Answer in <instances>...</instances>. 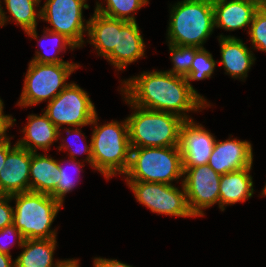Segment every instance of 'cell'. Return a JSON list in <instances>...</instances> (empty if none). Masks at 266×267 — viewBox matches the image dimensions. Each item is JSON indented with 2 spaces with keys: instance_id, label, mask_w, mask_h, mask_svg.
Masks as SVG:
<instances>
[{
  "instance_id": "cell-35",
  "label": "cell",
  "mask_w": 266,
  "mask_h": 267,
  "mask_svg": "<svg viewBox=\"0 0 266 267\" xmlns=\"http://www.w3.org/2000/svg\"><path fill=\"white\" fill-rule=\"evenodd\" d=\"M10 140L0 143V171L4 168L7 153L11 150Z\"/></svg>"
},
{
  "instance_id": "cell-39",
  "label": "cell",
  "mask_w": 266,
  "mask_h": 267,
  "mask_svg": "<svg viewBox=\"0 0 266 267\" xmlns=\"http://www.w3.org/2000/svg\"><path fill=\"white\" fill-rule=\"evenodd\" d=\"M0 116H8L3 114V102L1 99H0Z\"/></svg>"
},
{
  "instance_id": "cell-6",
  "label": "cell",
  "mask_w": 266,
  "mask_h": 267,
  "mask_svg": "<svg viewBox=\"0 0 266 267\" xmlns=\"http://www.w3.org/2000/svg\"><path fill=\"white\" fill-rule=\"evenodd\" d=\"M179 147L131 148L126 182L171 184L184 174Z\"/></svg>"
},
{
  "instance_id": "cell-14",
  "label": "cell",
  "mask_w": 266,
  "mask_h": 267,
  "mask_svg": "<svg viewBox=\"0 0 266 267\" xmlns=\"http://www.w3.org/2000/svg\"><path fill=\"white\" fill-rule=\"evenodd\" d=\"M252 145L237 139L215 142L208 166L216 173L224 175L229 172L252 167Z\"/></svg>"
},
{
  "instance_id": "cell-15",
  "label": "cell",
  "mask_w": 266,
  "mask_h": 267,
  "mask_svg": "<svg viewBox=\"0 0 266 267\" xmlns=\"http://www.w3.org/2000/svg\"><path fill=\"white\" fill-rule=\"evenodd\" d=\"M145 44L136 22L117 19V39L114 49L105 57L117 69L123 70L144 56Z\"/></svg>"
},
{
  "instance_id": "cell-22",
  "label": "cell",
  "mask_w": 266,
  "mask_h": 267,
  "mask_svg": "<svg viewBox=\"0 0 266 267\" xmlns=\"http://www.w3.org/2000/svg\"><path fill=\"white\" fill-rule=\"evenodd\" d=\"M25 250L15 259V267H54L53 253L56 238L25 239L22 245Z\"/></svg>"
},
{
  "instance_id": "cell-17",
  "label": "cell",
  "mask_w": 266,
  "mask_h": 267,
  "mask_svg": "<svg viewBox=\"0 0 266 267\" xmlns=\"http://www.w3.org/2000/svg\"><path fill=\"white\" fill-rule=\"evenodd\" d=\"M221 61L224 69L232 78L247 77L251 65L255 58L242 40L231 36L220 35Z\"/></svg>"
},
{
  "instance_id": "cell-33",
  "label": "cell",
  "mask_w": 266,
  "mask_h": 267,
  "mask_svg": "<svg viewBox=\"0 0 266 267\" xmlns=\"http://www.w3.org/2000/svg\"><path fill=\"white\" fill-rule=\"evenodd\" d=\"M15 121L16 119H12V116H0V143L6 142L10 139L5 133Z\"/></svg>"
},
{
  "instance_id": "cell-10",
  "label": "cell",
  "mask_w": 266,
  "mask_h": 267,
  "mask_svg": "<svg viewBox=\"0 0 266 267\" xmlns=\"http://www.w3.org/2000/svg\"><path fill=\"white\" fill-rule=\"evenodd\" d=\"M85 2L86 0H47L40 10L41 19L49 22L53 28L46 30L64 35L75 47L82 46L84 30H88V21L84 26L82 15V8H89Z\"/></svg>"
},
{
  "instance_id": "cell-5",
  "label": "cell",
  "mask_w": 266,
  "mask_h": 267,
  "mask_svg": "<svg viewBox=\"0 0 266 267\" xmlns=\"http://www.w3.org/2000/svg\"><path fill=\"white\" fill-rule=\"evenodd\" d=\"M15 198L13 209V225L24 239H53L55 230L50 227L62 204L49 194L37 192H22L11 196Z\"/></svg>"
},
{
  "instance_id": "cell-23",
  "label": "cell",
  "mask_w": 266,
  "mask_h": 267,
  "mask_svg": "<svg viewBox=\"0 0 266 267\" xmlns=\"http://www.w3.org/2000/svg\"><path fill=\"white\" fill-rule=\"evenodd\" d=\"M8 12L12 15V20L17 22V25L31 37L37 39L36 32V17L41 19V11H35V7L40 3V0H4Z\"/></svg>"
},
{
  "instance_id": "cell-12",
  "label": "cell",
  "mask_w": 266,
  "mask_h": 267,
  "mask_svg": "<svg viewBox=\"0 0 266 267\" xmlns=\"http://www.w3.org/2000/svg\"><path fill=\"white\" fill-rule=\"evenodd\" d=\"M215 138L192 120H185L181 124L179 149L183 168L207 165L212 154Z\"/></svg>"
},
{
  "instance_id": "cell-3",
  "label": "cell",
  "mask_w": 266,
  "mask_h": 267,
  "mask_svg": "<svg viewBox=\"0 0 266 267\" xmlns=\"http://www.w3.org/2000/svg\"><path fill=\"white\" fill-rule=\"evenodd\" d=\"M172 8L168 43L203 48L215 28L212 0H183Z\"/></svg>"
},
{
  "instance_id": "cell-30",
  "label": "cell",
  "mask_w": 266,
  "mask_h": 267,
  "mask_svg": "<svg viewBox=\"0 0 266 267\" xmlns=\"http://www.w3.org/2000/svg\"><path fill=\"white\" fill-rule=\"evenodd\" d=\"M11 196L0 194V230L13 224V208L8 204Z\"/></svg>"
},
{
  "instance_id": "cell-27",
  "label": "cell",
  "mask_w": 266,
  "mask_h": 267,
  "mask_svg": "<svg viewBox=\"0 0 266 267\" xmlns=\"http://www.w3.org/2000/svg\"><path fill=\"white\" fill-rule=\"evenodd\" d=\"M248 34L253 46L266 52V2L264 1L254 14Z\"/></svg>"
},
{
  "instance_id": "cell-18",
  "label": "cell",
  "mask_w": 266,
  "mask_h": 267,
  "mask_svg": "<svg viewBox=\"0 0 266 267\" xmlns=\"http://www.w3.org/2000/svg\"><path fill=\"white\" fill-rule=\"evenodd\" d=\"M28 124L24 127L23 139L16 144L30 152H36L37 148L47 150L60 136V130L52 123L44 113L41 116L29 115Z\"/></svg>"
},
{
  "instance_id": "cell-9",
  "label": "cell",
  "mask_w": 266,
  "mask_h": 267,
  "mask_svg": "<svg viewBox=\"0 0 266 267\" xmlns=\"http://www.w3.org/2000/svg\"><path fill=\"white\" fill-rule=\"evenodd\" d=\"M139 203L158 214L195 217L190 211L184 185L182 191L172 184L127 182Z\"/></svg>"
},
{
  "instance_id": "cell-36",
  "label": "cell",
  "mask_w": 266,
  "mask_h": 267,
  "mask_svg": "<svg viewBox=\"0 0 266 267\" xmlns=\"http://www.w3.org/2000/svg\"><path fill=\"white\" fill-rule=\"evenodd\" d=\"M11 260V255L0 252V267H15L14 261Z\"/></svg>"
},
{
  "instance_id": "cell-13",
  "label": "cell",
  "mask_w": 266,
  "mask_h": 267,
  "mask_svg": "<svg viewBox=\"0 0 266 267\" xmlns=\"http://www.w3.org/2000/svg\"><path fill=\"white\" fill-rule=\"evenodd\" d=\"M32 152L15 144L0 171V194L12 196L30 191Z\"/></svg>"
},
{
  "instance_id": "cell-34",
  "label": "cell",
  "mask_w": 266,
  "mask_h": 267,
  "mask_svg": "<svg viewBox=\"0 0 266 267\" xmlns=\"http://www.w3.org/2000/svg\"><path fill=\"white\" fill-rule=\"evenodd\" d=\"M95 267H132L115 259L95 258Z\"/></svg>"
},
{
  "instance_id": "cell-21",
  "label": "cell",
  "mask_w": 266,
  "mask_h": 267,
  "mask_svg": "<svg viewBox=\"0 0 266 267\" xmlns=\"http://www.w3.org/2000/svg\"><path fill=\"white\" fill-rule=\"evenodd\" d=\"M90 43L98 51V55L106 57L116 45L117 19L105 16L94 10V15L88 21Z\"/></svg>"
},
{
  "instance_id": "cell-31",
  "label": "cell",
  "mask_w": 266,
  "mask_h": 267,
  "mask_svg": "<svg viewBox=\"0 0 266 267\" xmlns=\"http://www.w3.org/2000/svg\"><path fill=\"white\" fill-rule=\"evenodd\" d=\"M6 235L17 237L18 238V246L22 247L25 239L22 236L21 232L19 230H17L13 224L6 226L0 230V237H4ZM11 245H12V243H11ZM0 252L10 255V253H9L10 249L7 247V245H4L3 243L1 244V242H0Z\"/></svg>"
},
{
  "instance_id": "cell-11",
  "label": "cell",
  "mask_w": 266,
  "mask_h": 267,
  "mask_svg": "<svg viewBox=\"0 0 266 267\" xmlns=\"http://www.w3.org/2000/svg\"><path fill=\"white\" fill-rule=\"evenodd\" d=\"M182 183L185 188L187 202L193 215L203 216V209L215 203L219 204V188L221 175L208 165L183 168Z\"/></svg>"
},
{
  "instance_id": "cell-4",
  "label": "cell",
  "mask_w": 266,
  "mask_h": 267,
  "mask_svg": "<svg viewBox=\"0 0 266 267\" xmlns=\"http://www.w3.org/2000/svg\"><path fill=\"white\" fill-rule=\"evenodd\" d=\"M92 167L107 179L125 174L130 164L131 145L127 120L96 125L91 137Z\"/></svg>"
},
{
  "instance_id": "cell-40",
  "label": "cell",
  "mask_w": 266,
  "mask_h": 267,
  "mask_svg": "<svg viewBox=\"0 0 266 267\" xmlns=\"http://www.w3.org/2000/svg\"><path fill=\"white\" fill-rule=\"evenodd\" d=\"M266 195V186L264 187L263 191H262V195Z\"/></svg>"
},
{
  "instance_id": "cell-32",
  "label": "cell",
  "mask_w": 266,
  "mask_h": 267,
  "mask_svg": "<svg viewBox=\"0 0 266 267\" xmlns=\"http://www.w3.org/2000/svg\"><path fill=\"white\" fill-rule=\"evenodd\" d=\"M66 131H67V133L70 135V132H72L71 134H73V133H75V137H79V136H81L82 134H81V131L78 129V127H76L75 128V130H67L66 129ZM70 152V157H71V159H72V161H74L75 162V158H76V156H75V154H81V153H87L88 154V156H87V159H86V161H88L89 163H90V165H91V167H92V146H91V142H90V145H84V147H78V148H76L75 150H70L69 151Z\"/></svg>"
},
{
  "instance_id": "cell-8",
  "label": "cell",
  "mask_w": 266,
  "mask_h": 267,
  "mask_svg": "<svg viewBox=\"0 0 266 267\" xmlns=\"http://www.w3.org/2000/svg\"><path fill=\"white\" fill-rule=\"evenodd\" d=\"M44 113L58 129L63 124L73 127L96 125L98 119L88 94L75 83L68 84L51 100Z\"/></svg>"
},
{
  "instance_id": "cell-20",
  "label": "cell",
  "mask_w": 266,
  "mask_h": 267,
  "mask_svg": "<svg viewBox=\"0 0 266 267\" xmlns=\"http://www.w3.org/2000/svg\"><path fill=\"white\" fill-rule=\"evenodd\" d=\"M59 162L47 155L32 152L30 163V191L51 194L61 179Z\"/></svg>"
},
{
  "instance_id": "cell-29",
  "label": "cell",
  "mask_w": 266,
  "mask_h": 267,
  "mask_svg": "<svg viewBox=\"0 0 266 267\" xmlns=\"http://www.w3.org/2000/svg\"><path fill=\"white\" fill-rule=\"evenodd\" d=\"M61 164L62 163L59 162L61 179L58 182L56 189L50 194V196L54 199H57L61 203H63L65 194L71 191L75 187V181H73V178L71 177V175L67 173L66 169ZM72 164L73 166L76 167L77 172H79L80 167H83V165H80V163L78 162H75V163L72 162Z\"/></svg>"
},
{
  "instance_id": "cell-38",
  "label": "cell",
  "mask_w": 266,
  "mask_h": 267,
  "mask_svg": "<svg viewBox=\"0 0 266 267\" xmlns=\"http://www.w3.org/2000/svg\"><path fill=\"white\" fill-rule=\"evenodd\" d=\"M1 2V1H0ZM6 16H5V12L3 11V8H1V5H0V26L3 27V25L5 24L6 21Z\"/></svg>"
},
{
  "instance_id": "cell-7",
  "label": "cell",
  "mask_w": 266,
  "mask_h": 267,
  "mask_svg": "<svg viewBox=\"0 0 266 267\" xmlns=\"http://www.w3.org/2000/svg\"><path fill=\"white\" fill-rule=\"evenodd\" d=\"M73 63H38L30 61L18 105L32 106L53 100L68 84L67 78L78 68Z\"/></svg>"
},
{
  "instance_id": "cell-1",
  "label": "cell",
  "mask_w": 266,
  "mask_h": 267,
  "mask_svg": "<svg viewBox=\"0 0 266 267\" xmlns=\"http://www.w3.org/2000/svg\"><path fill=\"white\" fill-rule=\"evenodd\" d=\"M122 92L135 106L168 112L184 120H191L184 111L205 108V99L197 93L186 78L168 71H152L124 81ZM183 111V115L180 114Z\"/></svg>"
},
{
  "instance_id": "cell-19",
  "label": "cell",
  "mask_w": 266,
  "mask_h": 267,
  "mask_svg": "<svg viewBox=\"0 0 266 267\" xmlns=\"http://www.w3.org/2000/svg\"><path fill=\"white\" fill-rule=\"evenodd\" d=\"M252 167L243 168L221 175L219 188V208L225 205L245 202L253 195V181L250 172Z\"/></svg>"
},
{
  "instance_id": "cell-2",
  "label": "cell",
  "mask_w": 266,
  "mask_h": 267,
  "mask_svg": "<svg viewBox=\"0 0 266 267\" xmlns=\"http://www.w3.org/2000/svg\"><path fill=\"white\" fill-rule=\"evenodd\" d=\"M124 98L133 109L136 108L126 119L131 148L179 147L180 128L185 121L182 117L140 108Z\"/></svg>"
},
{
  "instance_id": "cell-16",
  "label": "cell",
  "mask_w": 266,
  "mask_h": 267,
  "mask_svg": "<svg viewBox=\"0 0 266 267\" xmlns=\"http://www.w3.org/2000/svg\"><path fill=\"white\" fill-rule=\"evenodd\" d=\"M265 0H212L216 27L234 31L252 23L257 9Z\"/></svg>"
},
{
  "instance_id": "cell-26",
  "label": "cell",
  "mask_w": 266,
  "mask_h": 267,
  "mask_svg": "<svg viewBox=\"0 0 266 267\" xmlns=\"http://www.w3.org/2000/svg\"><path fill=\"white\" fill-rule=\"evenodd\" d=\"M216 62L213 60L211 53L204 47L200 48L194 56L190 72L185 77L187 82L190 80H202L211 77L214 72Z\"/></svg>"
},
{
  "instance_id": "cell-25",
  "label": "cell",
  "mask_w": 266,
  "mask_h": 267,
  "mask_svg": "<svg viewBox=\"0 0 266 267\" xmlns=\"http://www.w3.org/2000/svg\"><path fill=\"white\" fill-rule=\"evenodd\" d=\"M200 48L190 46L173 45L169 43L173 69L168 72L174 75L186 77L191 68L195 53Z\"/></svg>"
},
{
  "instance_id": "cell-37",
  "label": "cell",
  "mask_w": 266,
  "mask_h": 267,
  "mask_svg": "<svg viewBox=\"0 0 266 267\" xmlns=\"http://www.w3.org/2000/svg\"><path fill=\"white\" fill-rule=\"evenodd\" d=\"M54 267H79L78 260H63L56 262Z\"/></svg>"
},
{
  "instance_id": "cell-24",
  "label": "cell",
  "mask_w": 266,
  "mask_h": 267,
  "mask_svg": "<svg viewBox=\"0 0 266 267\" xmlns=\"http://www.w3.org/2000/svg\"><path fill=\"white\" fill-rule=\"evenodd\" d=\"M148 2V0H107V8L97 3L95 11L111 18L136 22L131 12L134 13Z\"/></svg>"
},
{
  "instance_id": "cell-28",
  "label": "cell",
  "mask_w": 266,
  "mask_h": 267,
  "mask_svg": "<svg viewBox=\"0 0 266 267\" xmlns=\"http://www.w3.org/2000/svg\"><path fill=\"white\" fill-rule=\"evenodd\" d=\"M44 34L43 35L44 37H42V39H48V38H52L54 39L53 41L58 45L57 48H55L54 50V55L57 54V52H61L63 49L65 50L66 49V46L68 45L69 48H71L72 50L74 48H76L74 46V44L68 39L66 38L64 35L60 34V33H56V32H52V31H49V30H44ZM54 43V44H55ZM40 44L43 45V42L41 41ZM42 49H45L44 46H42ZM44 47V48H43ZM58 49V50H56ZM47 50V49H46ZM46 53H43L42 52H36V55L34 57V59H32L31 61H35V62H38V63H69V62H66V61H63L62 59L59 58V56H49V50L45 51Z\"/></svg>"
}]
</instances>
